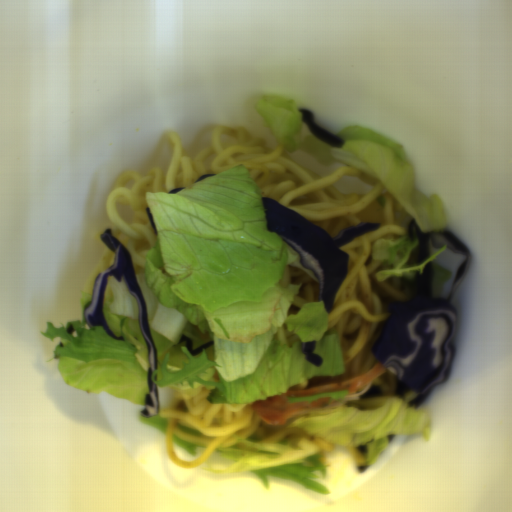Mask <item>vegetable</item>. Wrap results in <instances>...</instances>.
<instances>
[{
	"instance_id": "add77e79",
	"label": "vegetable",
	"mask_w": 512,
	"mask_h": 512,
	"mask_svg": "<svg viewBox=\"0 0 512 512\" xmlns=\"http://www.w3.org/2000/svg\"><path fill=\"white\" fill-rule=\"evenodd\" d=\"M262 194L245 165L177 193L145 192L157 230L142 273L135 275L157 353V387L210 389L214 404H249L281 395L316 376L343 373L339 333L328 330L323 300L288 315L301 284L283 287L287 265L305 269L297 252L269 232ZM286 324L291 347L275 336ZM193 349L215 340L192 356ZM316 341L324 362L305 360L300 343Z\"/></svg>"
},
{
	"instance_id": "ea0f7189",
	"label": "vegetable",
	"mask_w": 512,
	"mask_h": 512,
	"mask_svg": "<svg viewBox=\"0 0 512 512\" xmlns=\"http://www.w3.org/2000/svg\"><path fill=\"white\" fill-rule=\"evenodd\" d=\"M92 299V294L81 291V320H70L61 327L46 321L41 335L50 341L60 338L53 352L56 366L67 385L96 396L106 392L145 406L151 362L149 345L140 329L138 300L130 294L124 277L118 281L108 276L103 314L114 335L123 338L116 340L103 326L87 322L85 311ZM70 324L75 329L71 335L66 332Z\"/></svg>"
},
{
	"instance_id": "f7b5029e",
	"label": "vegetable",
	"mask_w": 512,
	"mask_h": 512,
	"mask_svg": "<svg viewBox=\"0 0 512 512\" xmlns=\"http://www.w3.org/2000/svg\"><path fill=\"white\" fill-rule=\"evenodd\" d=\"M254 107L283 151H299L323 164L340 162L359 169L385 186L416 219L419 229H447L444 201L434 194L427 197L417 189L413 167L400 143L363 126L348 125L335 134L343 140V146L330 147L308 129L297 101L264 94Z\"/></svg>"
},
{
	"instance_id": "96ceb2fe",
	"label": "vegetable",
	"mask_w": 512,
	"mask_h": 512,
	"mask_svg": "<svg viewBox=\"0 0 512 512\" xmlns=\"http://www.w3.org/2000/svg\"><path fill=\"white\" fill-rule=\"evenodd\" d=\"M381 386L382 397L361 398L372 384ZM417 396L414 390L397 396V377L387 368L368 386L354 394L338 391L305 397H288V404L311 403L331 398L337 405L329 408L304 409L284 422L288 427L304 429L337 445L367 446L365 463L373 466L389 443L388 436H411L423 433L431 439L430 409L422 404L413 408L408 403Z\"/></svg>"
},
{
	"instance_id": "f1789d4c",
	"label": "vegetable",
	"mask_w": 512,
	"mask_h": 512,
	"mask_svg": "<svg viewBox=\"0 0 512 512\" xmlns=\"http://www.w3.org/2000/svg\"><path fill=\"white\" fill-rule=\"evenodd\" d=\"M237 444L217 446L213 451L220 458L234 461L227 468H207L216 475L249 472L267 489L269 477L290 479L321 495L329 490L316 479H325L328 467L322 461L324 451L309 439L284 437L279 442H265L264 437L250 435L243 438L233 434Z\"/></svg>"
},
{
	"instance_id": "8f37a823",
	"label": "vegetable",
	"mask_w": 512,
	"mask_h": 512,
	"mask_svg": "<svg viewBox=\"0 0 512 512\" xmlns=\"http://www.w3.org/2000/svg\"><path fill=\"white\" fill-rule=\"evenodd\" d=\"M419 245L418 239L410 241L406 236L399 240L378 239L375 241L371 253L374 259L383 260L385 266L375 273V279L380 282H386L391 277H406L410 280H418V274L424 272L429 261L433 265V292L432 297L442 298L444 296L445 284L451 277L452 272L442 267L435 260L438 255L447 249V245L442 248H433L427 260L421 264H407L410 260V254Z\"/></svg>"
},
{
	"instance_id": "6e5ebb59",
	"label": "vegetable",
	"mask_w": 512,
	"mask_h": 512,
	"mask_svg": "<svg viewBox=\"0 0 512 512\" xmlns=\"http://www.w3.org/2000/svg\"><path fill=\"white\" fill-rule=\"evenodd\" d=\"M139 422L143 425L151 426L166 433L168 419L166 417H161L159 414L154 417H144L141 413L139 414Z\"/></svg>"
},
{
	"instance_id": "b0100df1",
	"label": "vegetable",
	"mask_w": 512,
	"mask_h": 512,
	"mask_svg": "<svg viewBox=\"0 0 512 512\" xmlns=\"http://www.w3.org/2000/svg\"><path fill=\"white\" fill-rule=\"evenodd\" d=\"M172 441L175 445L180 447L182 450L190 454L191 456L196 457V450L197 448L206 447L204 445H201L199 443H195L192 441H188L185 439H181L179 436H177L175 433L172 435Z\"/></svg>"
},
{
	"instance_id": "8f987158",
	"label": "vegetable",
	"mask_w": 512,
	"mask_h": 512,
	"mask_svg": "<svg viewBox=\"0 0 512 512\" xmlns=\"http://www.w3.org/2000/svg\"><path fill=\"white\" fill-rule=\"evenodd\" d=\"M177 428L186 433L187 435L202 437V432H200L199 430L191 429L186 425L178 423Z\"/></svg>"
}]
</instances>
